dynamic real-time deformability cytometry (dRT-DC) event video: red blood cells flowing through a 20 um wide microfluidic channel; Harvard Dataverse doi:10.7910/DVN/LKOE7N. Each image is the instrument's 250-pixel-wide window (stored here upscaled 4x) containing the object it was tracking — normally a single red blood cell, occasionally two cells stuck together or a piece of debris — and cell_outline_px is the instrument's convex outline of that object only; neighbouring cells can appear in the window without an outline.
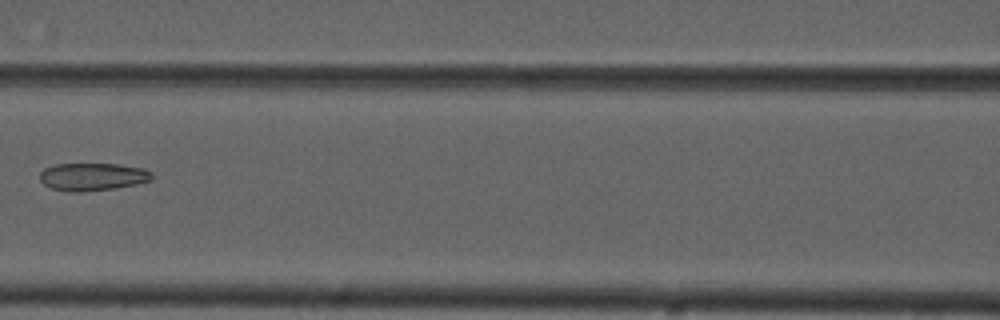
{"species": "common noctule bat (a hibernating species)", "species_latin": "Nyctalus noctula", "temperature_condition": "cold", "stored_images_in_passage": 6, "camera_frame_rate_fps": 3000, "um_per_image_px": 0.085, "animal": {"sex": "male", "forearm_length_mm": 52.5}, "frame": {"image": 1, "passage_image": 4, "time_ms": 3.667, "image_size_px": [1000, 320], "cell_outline_px": [[152, 180], [136, 184], [112, 188], [80, 192], [68, 192], [52, 188], [44, 184], [40, 180], [40, 172], [44, 168], [56, 164], [116, 164], [144, 168], [152, 172]], "centroid_in_image_um": [7.86, 15.02], "position_along_channel_um": 158.7, "area_um2": 18.03}}
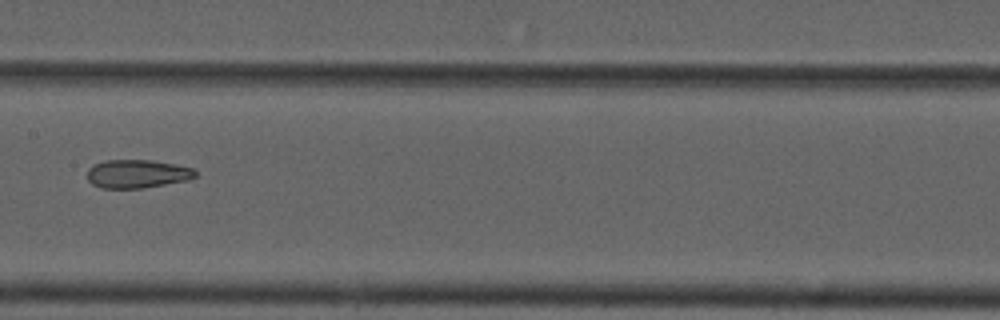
{"frame": {"image": 2, "passage_image": 5, "time_ms": 4.667, "image_size_px": [1000, 320], "cell_outline_px": [[196, 176], [188, 180], [140, 188], [100, 188], [92, 184], [88, 180], [88, 168], [92, 164], [104, 160], [152, 160], [176, 164], [192, 168], [196, 172]], "centroid_in_image_um": [11.63, 14.76], "position_along_channel_um": 195.8, "area_um2": 17.92}}
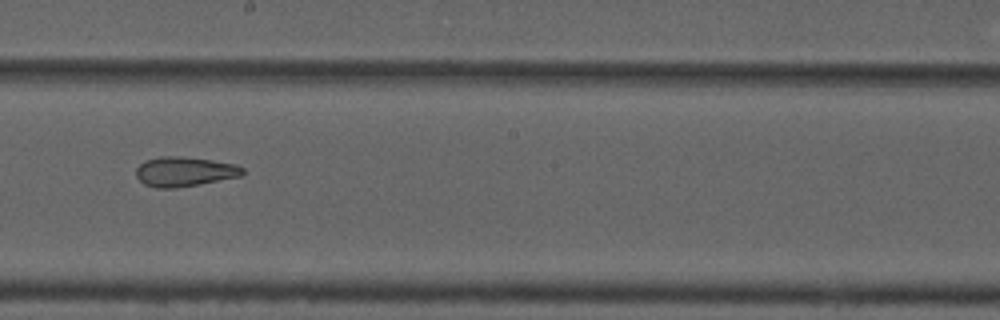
{"frame": {"image": 3, "passage_image": 6, "time_ms": 5.667, "image_size_px": [1000, 320], "cell_outline_px": [[244, 172], [240, 176], [176, 188], [156, 188], [144, 184], [136, 176], [136, 168], [144, 160], [160, 156], [180, 156], [212, 160], [236, 164], [244, 168]], "centroid_in_image_um": [15.65, 14.58], "position_along_channel_um": 232.6, "area_um2": 18.38}}